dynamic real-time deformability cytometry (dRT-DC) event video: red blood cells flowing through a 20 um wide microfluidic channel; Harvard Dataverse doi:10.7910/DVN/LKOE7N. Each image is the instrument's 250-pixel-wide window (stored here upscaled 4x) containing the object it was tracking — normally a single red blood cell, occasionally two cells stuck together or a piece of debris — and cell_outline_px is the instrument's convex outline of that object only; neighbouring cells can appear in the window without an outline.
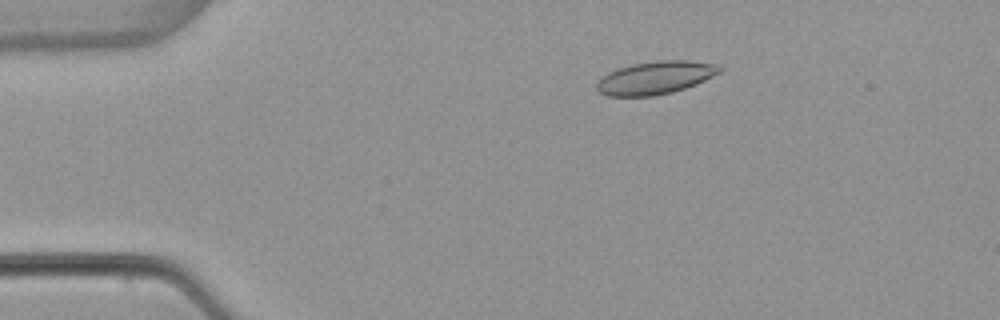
{"species": "common noctule bat (a hibernating species)", "species_latin": "Nyctalus noctula", "temperature_condition": "warm", "stored_images_in_passage": 53, "camera_frame_rate_fps": 3000, "um_per_image_px": 0.085, "animal": {"sex": "female", "body_mass_g": 22.7, "forearm_length_mm": 54.2}, "frame": {"image": 1, "passage_image": 10, "time_ms": 3.0, "image_size_px": [1000, 320], "cell_outline_px": [[724, 68], [720, 72], [696, 84], [672, 92], [652, 96], [608, 96], [600, 92], [596, 88], [596, 84], [608, 72], [616, 68], [632, 64], [656, 60], [688, 60], [716, 64]], "centroid_in_image_um": [55.71, 6.59], "position_along_channel_um": 29.3, "area_um2": 23.52}}
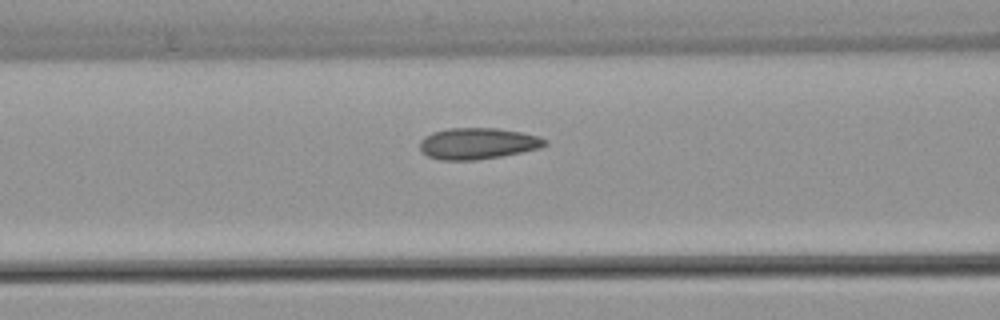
{"frame": {"image": 2, "passage_image": 22, "time_ms": 7.0, "image_size_px": [1000, 320], "cell_outline_px": [[548, 144], [540, 148], [500, 156], [476, 160], [440, 160], [428, 156], [420, 152], [420, 140], [424, 136], [432, 132], [448, 128], [496, 128], [520, 132], [540, 136], [548, 140]], "centroid_in_image_um": [40.59, 12.19], "position_along_channel_um": 126.0, "area_um2": 22.95}}
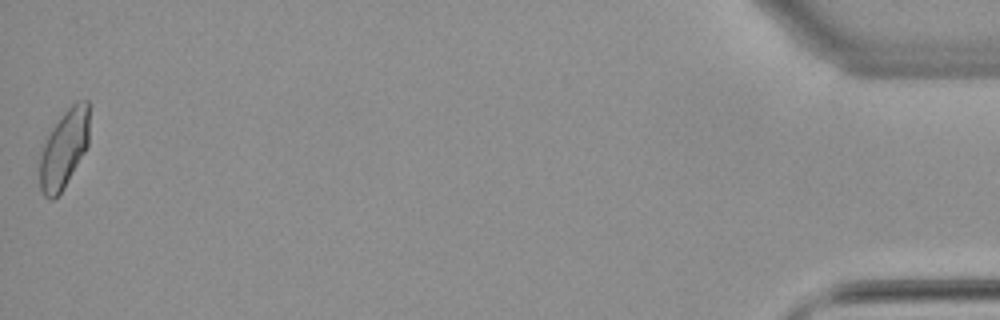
{"frame": {"image": 3, "passage_image": 53, "time_ms": 17.333, "image_size_px": [1000, 320], "cell_outline_px": [[88, 144], [84, 152], [64, 188], [52, 200], [48, 200], [44, 196], [40, 188], [40, 144], [60, 116], [76, 100], [88, 100]], "centroid_in_image_um": [5.4, 12.64], "position_along_channel_um": 429.8, "area_um2": 22.77}, "authors_computed_cell_mechanics": {"area_um2": 22.4264, "velocity_mm_per_s": 3.8811, "shape_relaxation_time_tau1_ms": null, "shape_relaxation_time_tau2_ms": 1.2016, "deformation_change_tau1": null, "deformation_change_tau2": 0.0744}}